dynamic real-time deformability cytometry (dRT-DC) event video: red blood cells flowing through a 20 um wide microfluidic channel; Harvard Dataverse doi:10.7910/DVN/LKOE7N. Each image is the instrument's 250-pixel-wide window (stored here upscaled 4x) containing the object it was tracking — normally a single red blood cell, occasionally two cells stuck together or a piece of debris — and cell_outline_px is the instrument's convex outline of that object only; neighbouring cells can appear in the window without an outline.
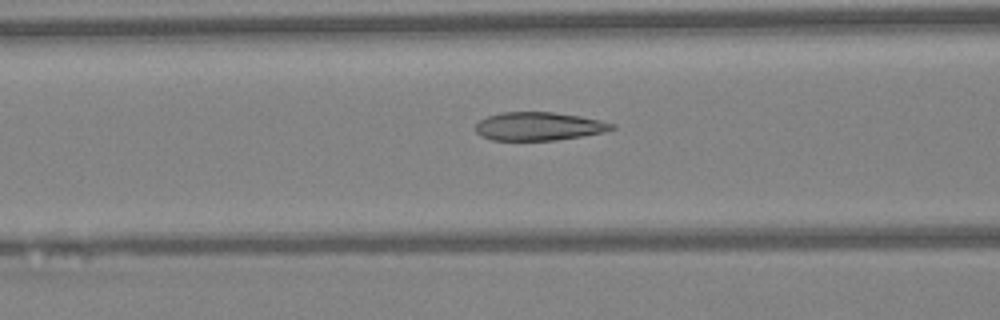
{"species": "Egyptian fruit bat (a non-hibernating species)", "species_latin": "Rousettus aegyptiacus", "temperature_condition": "warm", "stored_images_in_passage": 41, "camera_frame_rate_fps": 3000, "um_per_image_px": 0.085, "animal": {"sex": "female"}, "frame": {"image": 1, "passage_image": 19, "time_ms": 6.0, "image_size_px": [1000, 320], "cell_outline_px": [[616, 128], [604, 132], [584, 136], [556, 140], [492, 140], [480, 136], [476, 132], [476, 124], [480, 120], [488, 116], [500, 112], [552, 112], [580, 116], [600, 120], [616, 124]], "centroid_in_image_um": [45.82, 10.74], "position_along_channel_um": 120.8, "area_um2": 22.6}}
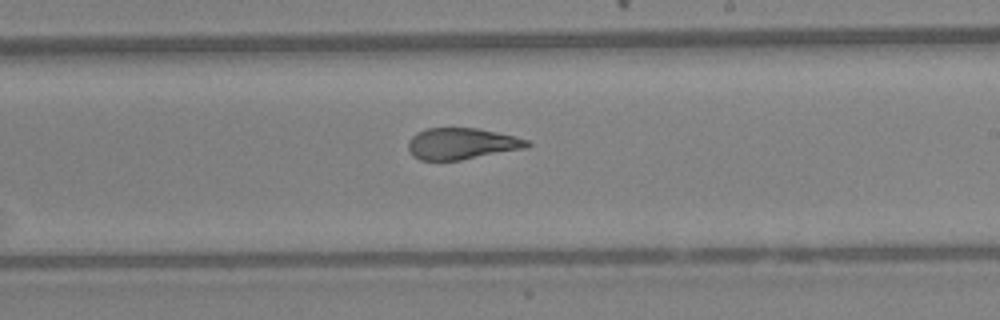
{"frame": {"image": 2, "passage_image": 28, "time_ms": 9.0, "image_size_px": [1000, 320], "cell_outline_px": [[532, 144], [528, 148], [460, 160], [420, 160], [412, 156], [408, 148], [408, 140], [416, 132], [428, 128], [476, 128], [516, 136], [528, 140]], "centroid_in_image_um": [39.25, 12.21], "position_along_channel_um": 249.7, "area_um2": 21.91}}
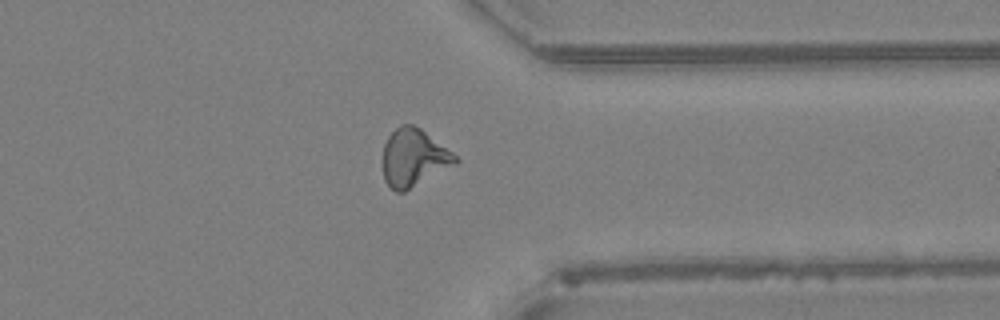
{"frame": {"image": 3, "passage_image": 37, "time_ms": 12.0, "image_size_px": [1000, 320], "cell_outline_px": [[460, 160], [456, 164], [404, 192], [396, 192], [384, 180], [384, 144], [388, 136], [400, 124], [412, 124], [420, 128], [452, 152]], "centroid_in_image_um": [35.17, 13.41], "position_along_channel_um": 376.2, "area_um2": 24.04}}